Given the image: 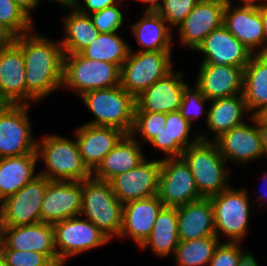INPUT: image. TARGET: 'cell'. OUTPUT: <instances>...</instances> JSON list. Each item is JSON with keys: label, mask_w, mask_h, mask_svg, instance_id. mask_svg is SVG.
<instances>
[{"label": "cell", "mask_w": 267, "mask_h": 266, "mask_svg": "<svg viewBox=\"0 0 267 266\" xmlns=\"http://www.w3.org/2000/svg\"><path fill=\"white\" fill-rule=\"evenodd\" d=\"M36 34H33L31 30L12 38L22 49L26 73V104L28 105L29 100L39 102L52 91L62 88L63 82L65 54L61 43Z\"/></svg>", "instance_id": "6da1fadb"}, {"label": "cell", "mask_w": 267, "mask_h": 266, "mask_svg": "<svg viewBox=\"0 0 267 266\" xmlns=\"http://www.w3.org/2000/svg\"><path fill=\"white\" fill-rule=\"evenodd\" d=\"M199 136L200 140L185 149L181 158L191 170L199 193L209 198L230 187L228 181L231 174L226 169V161L217 144L204 135Z\"/></svg>", "instance_id": "7a4b0ae2"}, {"label": "cell", "mask_w": 267, "mask_h": 266, "mask_svg": "<svg viewBox=\"0 0 267 266\" xmlns=\"http://www.w3.org/2000/svg\"><path fill=\"white\" fill-rule=\"evenodd\" d=\"M40 141H37V156L46 165L45 170L38 172L40 175L50 181H84L92 177L79 154L76 140L52 134Z\"/></svg>", "instance_id": "3957f363"}, {"label": "cell", "mask_w": 267, "mask_h": 266, "mask_svg": "<svg viewBox=\"0 0 267 266\" xmlns=\"http://www.w3.org/2000/svg\"><path fill=\"white\" fill-rule=\"evenodd\" d=\"M85 214V215H84ZM81 217L87 218L110 240L121 233L123 204L108 181L91 177L82 181Z\"/></svg>", "instance_id": "277c9868"}, {"label": "cell", "mask_w": 267, "mask_h": 266, "mask_svg": "<svg viewBox=\"0 0 267 266\" xmlns=\"http://www.w3.org/2000/svg\"><path fill=\"white\" fill-rule=\"evenodd\" d=\"M95 119L86 124L115 127L130 134L134 125L135 97L121 85L85 92L80 96Z\"/></svg>", "instance_id": "5b68a950"}, {"label": "cell", "mask_w": 267, "mask_h": 266, "mask_svg": "<svg viewBox=\"0 0 267 266\" xmlns=\"http://www.w3.org/2000/svg\"><path fill=\"white\" fill-rule=\"evenodd\" d=\"M121 68L112 63L90 60L80 53L65 54L62 87L85 92L120 85Z\"/></svg>", "instance_id": "8992f818"}, {"label": "cell", "mask_w": 267, "mask_h": 266, "mask_svg": "<svg viewBox=\"0 0 267 266\" xmlns=\"http://www.w3.org/2000/svg\"><path fill=\"white\" fill-rule=\"evenodd\" d=\"M171 51L130 52L121 66L120 85L137 97L154 82L172 71Z\"/></svg>", "instance_id": "52a82bcc"}, {"label": "cell", "mask_w": 267, "mask_h": 266, "mask_svg": "<svg viewBox=\"0 0 267 266\" xmlns=\"http://www.w3.org/2000/svg\"><path fill=\"white\" fill-rule=\"evenodd\" d=\"M210 201L214 210L215 234L226 235L229 242H241L246 235L250 204L245 189L234 190L229 187L213 195Z\"/></svg>", "instance_id": "ba28073f"}, {"label": "cell", "mask_w": 267, "mask_h": 266, "mask_svg": "<svg viewBox=\"0 0 267 266\" xmlns=\"http://www.w3.org/2000/svg\"><path fill=\"white\" fill-rule=\"evenodd\" d=\"M50 180L38 175L14 195L0 203L2 227L32 225L41 222V205Z\"/></svg>", "instance_id": "9c48e42d"}, {"label": "cell", "mask_w": 267, "mask_h": 266, "mask_svg": "<svg viewBox=\"0 0 267 266\" xmlns=\"http://www.w3.org/2000/svg\"><path fill=\"white\" fill-rule=\"evenodd\" d=\"M157 196L163 206L178 207L204 198L194 176L181 157L161 159Z\"/></svg>", "instance_id": "30bf717a"}, {"label": "cell", "mask_w": 267, "mask_h": 266, "mask_svg": "<svg viewBox=\"0 0 267 266\" xmlns=\"http://www.w3.org/2000/svg\"><path fill=\"white\" fill-rule=\"evenodd\" d=\"M57 260L63 264L74 255L107 244L110 239L92 222L79 216L53 224Z\"/></svg>", "instance_id": "8fae6325"}, {"label": "cell", "mask_w": 267, "mask_h": 266, "mask_svg": "<svg viewBox=\"0 0 267 266\" xmlns=\"http://www.w3.org/2000/svg\"><path fill=\"white\" fill-rule=\"evenodd\" d=\"M28 104H9L0 114V158L36 151L28 117Z\"/></svg>", "instance_id": "7c38bea8"}, {"label": "cell", "mask_w": 267, "mask_h": 266, "mask_svg": "<svg viewBox=\"0 0 267 266\" xmlns=\"http://www.w3.org/2000/svg\"><path fill=\"white\" fill-rule=\"evenodd\" d=\"M160 170L161 159H145L137 167L116 175L109 182L116 198L125 204L157 195Z\"/></svg>", "instance_id": "4fadbf2b"}, {"label": "cell", "mask_w": 267, "mask_h": 266, "mask_svg": "<svg viewBox=\"0 0 267 266\" xmlns=\"http://www.w3.org/2000/svg\"><path fill=\"white\" fill-rule=\"evenodd\" d=\"M250 119L253 125L243 123L214 140L225 161L246 164L265 155L258 123L253 116Z\"/></svg>", "instance_id": "5bb4252c"}, {"label": "cell", "mask_w": 267, "mask_h": 266, "mask_svg": "<svg viewBox=\"0 0 267 266\" xmlns=\"http://www.w3.org/2000/svg\"><path fill=\"white\" fill-rule=\"evenodd\" d=\"M82 181H49L41 205V222L57 223L80 215Z\"/></svg>", "instance_id": "9a60e30c"}, {"label": "cell", "mask_w": 267, "mask_h": 266, "mask_svg": "<svg viewBox=\"0 0 267 266\" xmlns=\"http://www.w3.org/2000/svg\"><path fill=\"white\" fill-rule=\"evenodd\" d=\"M0 95L9 104H26L22 49L12 39H4L0 43Z\"/></svg>", "instance_id": "2e32d148"}, {"label": "cell", "mask_w": 267, "mask_h": 266, "mask_svg": "<svg viewBox=\"0 0 267 266\" xmlns=\"http://www.w3.org/2000/svg\"><path fill=\"white\" fill-rule=\"evenodd\" d=\"M224 0H200L178 26L182 44L194 50L213 30L223 25Z\"/></svg>", "instance_id": "e0dca14e"}, {"label": "cell", "mask_w": 267, "mask_h": 266, "mask_svg": "<svg viewBox=\"0 0 267 266\" xmlns=\"http://www.w3.org/2000/svg\"><path fill=\"white\" fill-rule=\"evenodd\" d=\"M183 72L170 71L135 97V112L169 113L180 110L183 89Z\"/></svg>", "instance_id": "ac0fdd59"}, {"label": "cell", "mask_w": 267, "mask_h": 266, "mask_svg": "<svg viewBox=\"0 0 267 266\" xmlns=\"http://www.w3.org/2000/svg\"><path fill=\"white\" fill-rule=\"evenodd\" d=\"M223 25L232 33L252 54H265V36L261 8L232 7L231 0H224ZM259 49L255 51L256 49ZM255 52H254V51Z\"/></svg>", "instance_id": "d6986e66"}, {"label": "cell", "mask_w": 267, "mask_h": 266, "mask_svg": "<svg viewBox=\"0 0 267 266\" xmlns=\"http://www.w3.org/2000/svg\"><path fill=\"white\" fill-rule=\"evenodd\" d=\"M2 249L35 251L45 254L50 260L57 259L55 230L51 223L3 227Z\"/></svg>", "instance_id": "ffe728a7"}, {"label": "cell", "mask_w": 267, "mask_h": 266, "mask_svg": "<svg viewBox=\"0 0 267 266\" xmlns=\"http://www.w3.org/2000/svg\"><path fill=\"white\" fill-rule=\"evenodd\" d=\"M195 51L204 54L202 63L245 67L253 55L222 25L210 32Z\"/></svg>", "instance_id": "44dd1931"}, {"label": "cell", "mask_w": 267, "mask_h": 266, "mask_svg": "<svg viewBox=\"0 0 267 266\" xmlns=\"http://www.w3.org/2000/svg\"><path fill=\"white\" fill-rule=\"evenodd\" d=\"M244 68L201 63L195 84L210 101L242 94Z\"/></svg>", "instance_id": "7402d4cb"}, {"label": "cell", "mask_w": 267, "mask_h": 266, "mask_svg": "<svg viewBox=\"0 0 267 266\" xmlns=\"http://www.w3.org/2000/svg\"><path fill=\"white\" fill-rule=\"evenodd\" d=\"M75 133L79 154L91 172L125 135L115 127L91 124H83Z\"/></svg>", "instance_id": "603a6c76"}, {"label": "cell", "mask_w": 267, "mask_h": 266, "mask_svg": "<svg viewBox=\"0 0 267 266\" xmlns=\"http://www.w3.org/2000/svg\"><path fill=\"white\" fill-rule=\"evenodd\" d=\"M163 203L157 195L123 204L122 227L119 237L132 238L140 247L150 236Z\"/></svg>", "instance_id": "cb8c5ba5"}, {"label": "cell", "mask_w": 267, "mask_h": 266, "mask_svg": "<svg viewBox=\"0 0 267 266\" xmlns=\"http://www.w3.org/2000/svg\"><path fill=\"white\" fill-rule=\"evenodd\" d=\"M178 237L189 241L215 234L214 210L210 198H202L177 207Z\"/></svg>", "instance_id": "d4e9b609"}, {"label": "cell", "mask_w": 267, "mask_h": 266, "mask_svg": "<svg viewBox=\"0 0 267 266\" xmlns=\"http://www.w3.org/2000/svg\"><path fill=\"white\" fill-rule=\"evenodd\" d=\"M134 136L125 134L92 172V177L109 182L142 163L146 158Z\"/></svg>", "instance_id": "484cf974"}, {"label": "cell", "mask_w": 267, "mask_h": 266, "mask_svg": "<svg viewBox=\"0 0 267 266\" xmlns=\"http://www.w3.org/2000/svg\"><path fill=\"white\" fill-rule=\"evenodd\" d=\"M38 159L37 151L0 158V203L39 175L34 174Z\"/></svg>", "instance_id": "4316f807"}, {"label": "cell", "mask_w": 267, "mask_h": 266, "mask_svg": "<svg viewBox=\"0 0 267 266\" xmlns=\"http://www.w3.org/2000/svg\"><path fill=\"white\" fill-rule=\"evenodd\" d=\"M158 135L149 143L168 155V158L181 157L190 145L197 143L200 136L189 140L192 124L182 117L180 111L167 113L166 123Z\"/></svg>", "instance_id": "83f0119b"}, {"label": "cell", "mask_w": 267, "mask_h": 266, "mask_svg": "<svg viewBox=\"0 0 267 266\" xmlns=\"http://www.w3.org/2000/svg\"><path fill=\"white\" fill-rule=\"evenodd\" d=\"M249 110L242 94L215 99L211 101L206 113V126L214 133L216 140L224 132L242 125L244 115Z\"/></svg>", "instance_id": "f1b7e54d"}, {"label": "cell", "mask_w": 267, "mask_h": 266, "mask_svg": "<svg viewBox=\"0 0 267 266\" xmlns=\"http://www.w3.org/2000/svg\"><path fill=\"white\" fill-rule=\"evenodd\" d=\"M179 243L177 207L163 206L157 214L150 236L139 248L150 246L157 256L167 257L175 253Z\"/></svg>", "instance_id": "f546056e"}, {"label": "cell", "mask_w": 267, "mask_h": 266, "mask_svg": "<svg viewBox=\"0 0 267 266\" xmlns=\"http://www.w3.org/2000/svg\"><path fill=\"white\" fill-rule=\"evenodd\" d=\"M242 95L252 116L267 105V54H253L244 68Z\"/></svg>", "instance_id": "4dcf8cb0"}, {"label": "cell", "mask_w": 267, "mask_h": 266, "mask_svg": "<svg viewBox=\"0 0 267 266\" xmlns=\"http://www.w3.org/2000/svg\"><path fill=\"white\" fill-rule=\"evenodd\" d=\"M144 13L142 19L131 26L134 37L143 48L139 51H172V29L157 12Z\"/></svg>", "instance_id": "1f68e13d"}, {"label": "cell", "mask_w": 267, "mask_h": 266, "mask_svg": "<svg viewBox=\"0 0 267 266\" xmlns=\"http://www.w3.org/2000/svg\"><path fill=\"white\" fill-rule=\"evenodd\" d=\"M64 19L65 37L60 41L64 54L80 53L100 34L90 15L83 14L76 8H72Z\"/></svg>", "instance_id": "d6a6232c"}, {"label": "cell", "mask_w": 267, "mask_h": 266, "mask_svg": "<svg viewBox=\"0 0 267 266\" xmlns=\"http://www.w3.org/2000/svg\"><path fill=\"white\" fill-rule=\"evenodd\" d=\"M129 52L128 44L117 32H114L100 33L80 54L87 59L116 64L121 68Z\"/></svg>", "instance_id": "836d02e7"}, {"label": "cell", "mask_w": 267, "mask_h": 266, "mask_svg": "<svg viewBox=\"0 0 267 266\" xmlns=\"http://www.w3.org/2000/svg\"><path fill=\"white\" fill-rule=\"evenodd\" d=\"M219 243L216 235L180 241L173 255L175 262L178 266H208Z\"/></svg>", "instance_id": "e575fe53"}, {"label": "cell", "mask_w": 267, "mask_h": 266, "mask_svg": "<svg viewBox=\"0 0 267 266\" xmlns=\"http://www.w3.org/2000/svg\"><path fill=\"white\" fill-rule=\"evenodd\" d=\"M32 18L14 0H0V35L12 39L33 30Z\"/></svg>", "instance_id": "d590c367"}, {"label": "cell", "mask_w": 267, "mask_h": 266, "mask_svg": "<svg viewBox=\"0 0 267 266\" xmlns=\"http://www.w3.org/2000/svg\"><path fill=\"white\" fill-rule=\"evenodd\" d=\"M166 118V113L135 112L134 125L130 134L134 135L138 131L142 137L139 143L145 141L149 143L162 129H165Z\"/></svg>", "instance_id": "8d00e7d4"}, {"label": "cell", "mask_w": 267, "mask_h": 266, "mask_svg": "<svg viewBox=\"0 0 267 266\" xmlns=\"http://www.w3.org/2000/svg\"><path fill=\"white\" fill-rule=\"evenodd\" d=\"M199 1L200 0H163L160 8L156 12L172 29L183 22Z\"/></svg>", "instance_id": "74e56055"}, {"label": "cell", "mask_w": 267, "mask_h": 266, "mask_svg": "<svg viewBox=\"0 0 267 266\" xmlns=\"http://www.w3.org/2000/svg\"><path fill=\"white\" fill-rule=\"evenodd\" d=\"M196 87L192 90L187 84L183 89V96L180 106V113L183 118L189 121L193 125V119L199 118L201 114H204V102L210 101L207 99L200 88L195 84ZM192 90V91H191Z\"/></svg>", "instance_id": "f35d334b"}, {"label": "cell", "mask_w": 267, "mask_h": 266, "mask_svg": "<svg viewBox=\"0 0 267 266\" xmlns=\"http://www.w3.org/2000/svg\"><path fill=\"white\" fill-rule=\"evenodd\" d=\"M118 4H122V0L90 14L94 26L100 33H114L122 26L124 18Z\"/></svg>", "instance_id": "ab89813d"}, {"label": "cell", "mask_w": 267, "mask_h": 266, "mask_svg": "<svg viewBox=\"0 0 267 266\" xmlns=\"http://www.w3.org/2000/svg\"><path fill=\"white\" fill-rule=\"evenodd\" d=\"M239 242H220L208 266H237L246 254L241 250Z\"/></svg>", "instance_id": "60d3db41"}, {"label": "cell", "mask_w": 267, "mask_h": 266, "mask_svg": "<svg viewBox=\"0 0 267 266\" xmlns=\"http://www.w3.org/2000/svg\"><path fill=\"white\" fill-rule=\"evenodd\" d=\"M6 266H44L50 259L35 251L2 249Z\"/></svg>", "instance_id": "b9f144b4"}, {"label": "cell", "mask_w": 267, "mask_h": 266, "mask_svg": "<svg viewBox=\"0 0 267 266\" xmlns=\"http://www.w3.org/2000/svg\"><path fill=\"white\" fill-rule=\"evenodd\" d=\"M119 0H83L84 4L77 3L75 7L79 12L90 15L93 12L103 10L116 4ZM84 5V6H83Z\"/></svg>", "instance_id": "7bdbcfd3"}, {"label": "cell", "mask_w": 267, "mask_h": 266, "mask_svg": "<svg viewBox=\"0 0 267 266\" xmlns=\"http://www.w3.org/2000/svg\"><path fill=\"white\" fill-rule=\"evenodd\" d=\"M14 2L31 17L30 11L37 7L40 0H14Z\"/></svg>", "instance_id": "ee69618b"}, {"label": "cell", "mask_w": 267, "mask_h": 266, "mask_svg": "<svg viewBox=\"0 0 267 266\" xmlns=\"http://www.w3.org/2000/svg\"><path fill=\"white\" fill-rule=\"evenodd\" d=\"M237 266H258V263L250 252H246L238 262Z\"/></svg>", "instance_id": "f6af8a7d"}, {"label": "cell", "mask_w": 267, "mask_h": 266, "mask_svg": "<svg viewBox=\"0 0 267 266\" xmlns=\"http://www.w3.org/2000/svg\"><path fill=\"white\" fill-rule=\"evenodd\" d=\"M253 117L256 119L258 124H267V105L259 109Z\"/></svg>", "instance_id": "bcb514c9"}, {"label": "cell", "mask_w": 267, "mask_h": 266, "mask_svg": "<svg viewBox=\"0 0 267 266\" xmlns=\"http://www.w3.org/2000/svg\"><path fill=\"white\" fill-rule=\"evenodd\" d=\"M240 1H243L242 5L239 6V7H247V8H255V9H258V8H262L263 6L267 5V3H263L261 1H264V0H240ZM260 1V2H258ZM267 1V0H266Z\"/></svg>", "instance_id": "7dc6e473"}, {"label": "cell", "mask_w": 267, "mask_h": 266, "mask_svg": "<svg viewBox=\"0 0 267 266\" xmlns=\"http://www.w3.org/2000/svg\"><path fill=\"white\" fill-rule=\"evenodd\" d=\"M262 22L265 36V54H267V5L261 8Z\"/></svg>", "instance_id": "c3c4849f"}, {"label": "cell", "mask_w": 267, "mask_h": 266, "mask_svg": "<svg viewBox=\"0 0 267 266\" xmlns=\"http://www.w3.org/2000/svg\"><path fill=\"white\" fill-rule=\"evenodd\" d=\"M138 1H141L142 3H149V6L146 7L145 11H151V12H156L162 4L160 2H163V0H138Z\"/></svg>", "instance_id": "681fc988"}, {"label": "cell", "mask_w": 267, "mask_h": 266, "mask_svg": "<svg viewBox=\"0 0 267 266\" xmlns=\"http://www.w3.org/2000/svg\"><path fill=\"white\" fill-rule=\"evenodd\" d=\"M262 135L263 150L267 156V124H258Z\"/></svg>", "instance_id": "f907efd6"}, {"label": "cell", "mask_w": 267, "mask_h": 266, "mask_svg": "<svg viewBox=\"0 0 267 266\" xmlns=\"http://www.w3.org/2000/svg\"><path fill=\"white\" fill-rule=\"evenodd\" d=\"M42 1V0H40ZM51 1V0H50ZM55 2L60 3L62 6H66V8H75L77 6V3L79 2V0H52Z\"/></svg>", "instance_id": "816d5d0a"}, {"label": "cell", "mask_w": 267, "mask_h": 266, "mask_svg": "<svg viewBox=\"0 0 267 266\" xmlns=\"http://www.w3.org/2000/svg\"><path fill=\"white\" fill-rule=\"evenodd\" d=\"M9 103L0 95V114L8 107Z\"/></svg>", "instance_id": "f5cc1de1"}, {"label": "cell", "mask_w": 267, "mask_h": 266, "mask_svg": "<svg viewBox=\"0 0 267 266\" xmlns=\"http://www.w3.org/2000/svg\"><path fill=\"white\" fill-rule=\"evenodd\" d=\"M44 266H64V264L57 259L49 260Z\"/></svg>", "instance_id": "db71d44e"}, {"label": "cell", "mask_w": 267, "mask_h": 266, "mask_svg": "<svg viewBox=\"0 0 267 266\" xmlns=\"http://www.w3.org/2000/svg\"><path fill=\"white\" fill-rule=\"evenodd\" d=\"M262 177H263V180L265 181L266 186H267V173H264V175H263ZM266 195H267V193H265V194H263V195H260V196L257 197V199L260 200V201L263 200V199L265 200V199H266V198H265ZM266 200H267V199H266Z\"/></svg>", "instance_id": "11a10c76"}, {"label": "cell", "mask_w": 267, "mask_h": 266, "mask_svg": "<svg viewBox=\"0 0 267 266\" xmlns=\"http://www.w3.org/2000/svg\"><path fill=\"white\" fill-rule=\"evenodd\" d=\"M3 246V227L0 224V251L2 250Z\"/></svg>", "instance_id": "9f6ffc18"}, {"label": "cell", "mask_w": 267, "mask_h": 266, "mask_svg": "<svg viewBox=\"0 0 267 266\" xmlns=\"http://www.w3.org/2000/svg\"><path fill=\"white\" fill-rule=\"evenodd\" d=\"M0 266H6L5 257L2 250L0 251Z\"/></svg>", "instance_id": "6f0895ef"}, {"label": "cell", "mask_w": 267, "mask_h": 266, "mask_svg": "<svg viewBox=\"0 0 267 266\" xmlns=\"http://www.w3.org/2000/svg\"><path fill=\"white\" fill-rule=\"evenodd\" d=\"M4 40V38L0 35V43Z\"/></svg>", "instance_id": "680465c9"}]
</instances>
